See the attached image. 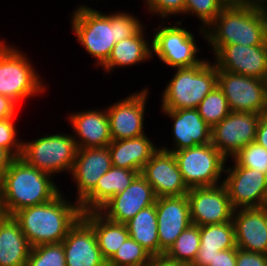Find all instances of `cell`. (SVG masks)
Instances as JSON below:
<instances>
[{
  "label": "cell",
  "mask_w": 267,
  "mask_h": 266,
  "mask_svg": "<svg viewBox=\"0 0 267 266\" xmlns=\"http://www.w3.org/2000/svg\"><path fill=\"white\" fill-rule=\"evenodd\" d=\"M82 4H77L73 10L69 29L85 52L96 59V68H100L108 60L117 42L136 35L146 26L137 15L128 11L116 10L107 14L88 4Z\"/></svg>",
  "instance_id": "cell-1"
},
{
  "label": "cell",
  "mask_w": 267,
  "mask_h": 266,
  "mask_svg": "<svg viewBox=\"0 0 267 266\" xmlns=\"http://www.w3.org/2000/svg\"><path fill=\"white\" fill-rule=\"evenodd\" d=\"M205 42L213 52L224 46L264 45L267 42V4L258 0L246 6L224 7L206 28Z\"/></svg>",
  "instance_id": "cell-2"
},
{
  "label": "cell",
  "mask_w": 267,
  "mask_h": 266,
  "mask_svg": "<svg viewBox=\"0 0 267 266\" xmlns=\"http://www.w3.org/2000/svg\"><path fill=\"white\" fill-rule=\"evenodd\" d=\"M67 197L61 192L49 202L20 209L12 215L31 247L61 243L82 217L80 204Z\"/></svg>",
  "instance_id": "cell-3"
},
{
  "label": "cell",
  "mask_w": 267,
  "mask_h": 266,
  "mask_svg": "<svg viewBox=\"0 0 267 266\" xmlns=\"http://www.w3.org/2000/svg\"><path fill=\"white\" fill-rule=\"evenodd\" d=\"M55 177L14 158L0 180V210L12 216L20 209L43 204L61 192Z\"/></svg>",
  "instance_id": "cell-4"
},
{
  "label": "cell",
  "mask_w": 267,
  "mask_h": 266,
  "mask_svg": "<svg viewBox=\"0 0 267 266\" xmlns=\"http://www.w3.org/2000/svg\"><path fill=\"white\" fill-rule=\"evenodd\" d=\"M43 79L24 51L5 39L0 40V95L19 105L28 98L48 93V83Z\"/></svg>",
  "instance_id": "cell-5"
},
{
  "label": "cell",
  "mask_w": 267,
  "mask_h": 266,
  "mask_svg": "<svg viewBox=\"0 0 267 266\" xmlns=\"http://www.w3.org/2000/svg\"><path fill=\"white\" fill-rule=\"evenodd\" d=\"M166 85L161 93L159 109L197 108L217 86V67L212 58H205L196 66L176 68Z\"/></svg>",
  "instance_id": "cell-6"
},
{
  "label": "cell",
  "mask_w": 267,
  "mask_h": 266,
  "mask_svg": "<svg viewBox=\"0 0 267 266\" xmlns=\"http://www.w3.org/2000/svg\"><path fill=\"white\" fill-rule=\"evenodd\" d=\"M186 18L174 23L171 20L158 22V27L151 29L152 60L156 56L164 65L176 69L196 66L205 59L198 56L202 49L197 45L194 32L182 26Z\"/></svg>",
  "instance_id": "cell-7"
},
{
  "label": "cell",
  "mask_w": 267,
  "mask_h": 266,
  "mask_svg": "<svg viewBox=\"0 0 267 266\" xmlns=\"http://www.w3.org/2000/svg\"><path fill=\"white\" fill-rule=\"evenodd\" d=\"M78 147L71 133H48L36 139L24 140L21 158L29 165L51 174L72 171Z\"/></svg>",
  "instance_id": "cell-8"
},
{
  "label": "cell",
  "mask_w": 267,
  "mask_h": 266,
  "mask_svg": "<svg viewBox=\"0 0 267 266\" xmlns=\"http://www.w3.org/2000/svg\"><path fill=\"white\" fill-rule=\"evenodd\" d=\"M173 154L189 189L223 183L227 159L211 143L174 151Z\"/></svg>",
  "instance_id": "cell-9"
},
{
  "label": "cell",
  "mask_w": 267,
  "mask_h": 266,
  "mask_svg": "<svg viewBox=\"0 0 267 266\" xmlns=\"http://www.w3.org/2000/svg\"><path fill=\"white\" fill-rule=\"evenodd\" d=\"M217 85L231 111L267 113V80L217 69Z\"/></svg>",
  "instance_id": "cell-10"
},
{
  "label": "cell",
  "mask_w": 267,
  "mask_h": 266,
  "mask_svg": "<svg viewBox=\"0 0 267 266\" xmlns=\"http://www.w3.org/2000/svg\"><path fill=\"white\" fill-rule=\"evenodd\" d=\"M149 86L128 94L106 107L112 140L140 137L145 133Z\"/></svg>",
  "instance_id": "cell-11"
},
{
  "label": "cell",
  "mask_w": 267,
  "mask_h": 266,
  "mask_svg": "<svg viewBox=\"0 0 267 266\" xmlns=\"http://www.w3.org/2000/svg\"><path fill=\"white\" fill-rule=\"evenodd\" d=\"M225 164L223 185L226 187L232 208H260L267 195V175L251 168Z\"/></svg>",
  "instance_id": "cell-12"
},
{
  "label": "cell",
  "mask_w": 267,
  "mask_h": 266,
  "mask_svg": "<svg viewBox=\"0 0 267 266\" xmlns=\"http://www.w3.org/2000/svg\"><path fill=\"white\" fill-rule=\"evenodd\" d=\"M262 114L231 111L211 128V144L227 159L256 139Z\"/></svg>",
  "instance_id": "cell-13"
},
{
  "label": "cell",
  "mask_w": 267,
  "mask_h": 266,
  "mask_svg": "<svg viewBox=\"0 0 267 266\" xmlns=\"http://www.w3.org/2000/svg\"><path fill=\"white\" fill-rule=\"evenodd\" d=\"M187 197L193 225L200 227L232 220L234 209L223 183L215 186L191 188Z\"/></svg>",
  "instance_id": "cell-14"
},
{
  "label": "cell",
  "mask_w": 267,
  "mask_h": 266,
  "mask_svg": "<svg viewBox=\"0 0 267 266\" xmlns=\"http://www.w3.org/2000/svg\"><path fill=\"white\" fill-rule=\"evenodd\" d=\"M161 113L167 116L172 123L171 142L169 148L163 144L160 149L174 152L186 148L205 145L211 143V127L199 115L197 108L187 109H160Z\"/></svg>",
  "instance_id": "cell-15"
},
{
  "label": "cell",
  "mask_w": 267,
  "mask_h": 266,
  "mask_svg": "<svg viewBox=\"0 0 267 266\" xmlns=\"http://www.w3.org/2000/svg\"><path fill=\"white\" fill-rule=\"evenodd\" d=\"M217 69L267 80V42L264 45H224L212 60Z\"/></svg>",
  "instance_id": "cell-16"
},
{
  "label": "cell",
  "mask_w": 267,
  "mask_h": 266,
  "mask_svg": "<svg viewBox=\"0 0 267 266\" xmlns=\"http://www.w3.org/2000/svg\"><path fill=\"white\" fill-rule=\"evenodd\" d=\"M112 167L109 148H81L77 150L71 171L76 188L75 201L81 203L96 187L98 180Z\"/></svg>",
  "instance_id": "cell-17"
},
{
  "label": "cell",
  "mask_w": 267,
  "mask_h": 266,
  "mask_svg": "<svg viewBox=\"0 0 267 266\" xmlns=\"http://www.w3.org/2000/svg\"><path fill=\"white\" fill-rule=\"evenodd\" d=\"M155 208L159 247L166 253L177 237L192 224L187 194L157 197Z\"/></svg>",
  "instance_id": "cell-18"
},
{
  "label": "cell",
  "mask_w": 267,
  "mask_h": 266,
  "mask_svg": "<svg viewBox=\"0 0 267 266\" xmlns=\"http://www.w3.org/2000/svg\"><path fill=\"white\" fill-rule=\"evenodd\" d=\"M141 175L152 186L156 197L181 196L190 190L184 182L175 155L160 148L145 164Z\"/></svg>",
  "instance_id": "cell-19"
},
{
  "label": "cell",
  "mask_w": 267,
  "mask_h": 266,
  "mask_svg": "<svg viewBox=\"0 0 267 266\" xmlns=\"http://www.w3.org/2000/svg\"><path fill=\"white\" fill-rule=\"evenodd\" d=\"M156 198L152 186L139 174L123 192L113 196L98 211L111 221L125 224L140 210L155 204Z\"/></svg>",
  "instance_id": "cell-20"
},
{
  "label": "cell",
  "mask_w": 267,
  "mask_h": 266,
  "mask_svg": "<svg viewBox=\"0 0 267 266\" xmlns=\"http://www.w3.org/2000/svg\"><path fill=\"white\" fill-rule=\"evenodd\" d=\"M66 118L78 149L107 147L112 141L106 108L69 112Z\"/></svg>",
  "instance_id": "cell-21"
},
{
  "label": "cell",
  "mask_w": 267,
  "mask_h": 266,
  "mask_svg": "<svg viewBox=\"0 0 267 266\" xmlns=\"http://www.w3.org/2000/svg\"><path fill=\"white\" fill-rule=\"evenodd\" d=\"M67 266H107L94 229L81 217L62 241Z\"/></svg>",
  "instance_id": "cell-22"
},
{
  "label": "cell",
  "mask_w": 267,
  "mask_h": 266,
  "mask_svg": "<svg viewBox=\"0 0 267 266\" xmlns=\"http://www.w3.org/2000/svg\"><path fill=\"white\" fill-rule=\"evenodd\" d=\"M232 221L237 248L267 254V210L265 208L235 209Z\"/></svg>",
  "instance_id": "cell-23"
},
{
  "label": "cell",
  "mask_w": 267,
  "mask_h": 266,
  "mask_svg": "<svg viewBox=\"0 0 267 266\" xmlns=\"http://www.w3.org/2000/svg\"><path fill=\"white\" fill-rule=\"evenodd\" d=\"M150 139L144 134L136 138L112 140L108 145L112 166L141 174L145 164L160 148Z\"/></svg>",
  "instance_id": "cell-24"
},
{
  "label": "cell",
  "mask_w": 267,
  "mask_h": 266,
  "mask_svg": "<svg viewBox=\"0 0 267 266\" xmlns=\"http://www.w3.org/2000/svg\"><path fill=\"white\" fill-rule=\"evenodd\" d=\"M146 28L144 26L136 35L114 45L108 60L100 67L105 75L112 73L116 68H130L152 60L151 39H148L150 37L147 36Z\"/></svg>",
  "instance_id": "cell-25"
},
{
  "label": "cell",
  "mask_w": 267,
  "mask_h": 266,
  "mask_svg": "<svg viewBox=\"0 0 267 266\" xmlns=\"http://www.w3.org/2000/svg\"><path fill=\"white\" fill-rule=\"evenodd\" d=\"M31 246L13 216H0V266H26Z\"/></svg>",
  "instance_id": "cell-26"
},
{
  "label": "cell",
  "mask_w": 267,
  "mask_h": 266,
  "mask_svg": "<svg viewBox=\"0 0 267 266\" xmlns=\"http://www.w3.org/2000/svg\"><path fill=\"white\" fill-rule=\"evenodd\" d=\"M139 174L138 171L112 166L80 203L82 212L98 211L113 196L123 192Z\"/></svg>",
  "instance_id": "cell-27"
},
{
  "label": "cell",
  "mask_w": 267,
  "mask_h": 266,
  "mask_svg": "<svg viewBox=\"0 0 267 266\" xmlns=\"http://www.w3.org/2000/svg\"><path fill=\"white\" fill-rule=\"evenodd\" d=\"M237 248L233 221L200 226V248L191 266H209L217 251Z\"/></svg>",
  "instance_id": "cell-28"
},
{
  "label": "cell",
  "mask_w": 267,
  "mask_h": 266,
  "mask_svg": "<svg viewBox=\"0 0 267 266\" xmlns=\"http://www.w3.org/2000/svg\"><path fill=\"white\" fill-rule=\"evenodd\" d=\"M82 218L94 229L99 249L106 261L130 237L126 224L111 221L99 211L82 213Z\"/></svg>",
  "instance_id": "cell-29"
},
{
  "label": "cell",
  "mask_w": 267,
  "mask_h": 266,
  "mask_svg": "<svg viewBox=\"0 0 267 266\" xmlns=\"http://www.w3.org/2000/svg\"><path fill=\"white\" fill-rule=\"evenodd\" d=\"M125 224L130 238L139 243L152 256L165 254L159 247L155 204L140 210Z\"/></svg>",
  "instance_id": "cell-30"
},
{
  "label": "cell",
  "mask_w": 267,
  "mask_h": 266,
  "mask_svg": "<svg viewBox=\"0 0 267 266\" xmlns=\"http://www.w3.org/2000/svg\"><path fill=\"white\" fill-rule=\"evenodd\" d=\"M200 248V227L191 224L164 254L168 259L191 266Z\"/></svg>",
  "instance_id": "cell-31"
},
{
  "label": "cell",
  "mask_w": 267,
  "mask_h": 266,
  "mask_svg": "<svg viewBox=\"0 0 267 266\" xmlns=\"http://www.w3.org/2000/svg\"><path fill=\"white\" fill-rule=\"evenodd\" d=\"M197 110L211 128L231 112L227 99L218 85L200 102Z\"/></svg>",
  "instance_id": "cell-32"
},
{
  "label": "cell",
  "mask_w": 267,
  "mask_h": 266,
  "mask_svg": "<svg viewBox=\"0 0 267 266\" xmlns=\"http://www.w3.org/2000/svg\"><path fill=\"white\" fill-rule=\"evenodd\" d=\"M223 8L224 5L219 0H185L184 17L186 15L197 17V20L201 22L197 30H199V35L203 36L201 38L206 40V28L215 20Z\"/></svg>",
  "instance_id": "cell-33"
},
{
  "label": "cell",
  "mask_w": 267,
  "mask_h": 266,
  "mask_svg": "<svg viewBox=\"0 0 267 266\" xmlns=\"http://www.w3.org/2000/svg\"><path fill=\"white\" fill-rule=\"evenodd\" d=\"M152 257L139 243L129 237L107 261V266H146Z\"/></svg>",
  "instance_id": "cell-34"
},
{
  "label": "cell",
  "mask_w": 267,
  "mask_h": 266,
  "mask_svg": "<svg viewBox=\"0 0 267 266\" xmlns=\"http://www.w3.org/2000/svg\"><path fill=\"white\" fill-rule=\"evenodd\" d=\"M26 266H67L62 242L31 247Z\"/></svg>",
  "instance_id": "cell-35"
},
{
  "label": "cell",
  "mask_w": 267,
  "mask_h": 266,
  "mask_svg": "<svg viewBox=\"0 0 267 266\" xmlns=\"http://www.w3.org/2000/svg\"><path fill=\"white\" fill-rule=\"evenodd\" d=\"M231 159L238 166L251 168L267 175V149L255 141L243 147Z\"/></svg>",
  "instance_id": "cell-36"
},
{
  "label": "cell",
  "mask_w": 267,
  "mask_h": 266,
  "mask_svg": "<svg viewBox=\"0 0 267 266\" xmlns=\"http://www.w3.org/2000/svg\"><path fill=\"white\" fill-rule=\"evenodd\" d=\"M16 116L0 120V147L7 150L14 158L22 153L23 139L16 127ZM20 137V138H18Z\"/></svg>",
  "instance_id": "cell-37"
},
{
  "label": "cell",
  "mask_w": 267,
  "mask_h": 266,
  "mask_svg": "<svg viewBox=\"0 0 267 266\" xmlns=\"http://www.w3.org/2000/svg\"><path fill=\"white\" fill-rule=\"evenodd\" d=\"M148 15L157 16L161 21L170 19L171 16H184L185 0H142Z\"/></svg>",
  "instance_id": "cell-38"
},
{
  "label": "cell",
  "mask_w": 267,
  "mask_h": 266,
  "mask_svg": "<svg viewBox=\"0 0 267 266\" xmlns=\"http://www.w3.org/2000/svg\"><path fill=\"white\" fill-rule=\"evenodd\" d=\"M236 266H267V254L236 248Z\"/></svg>",
  "instance_id": "cell-39"
},
{
  "label": "cell",
  "mask_w": 267,
  "mask_h": 266,
  "mask_svg": "<svg viewBox=\"0 0 267 266\" xmlns=\"http://www.w3.org/2000/svg\"><path fill=\"white\" fill-rule=\"evenodd\" d=\"M209 266H236V248L217 251Z\"/></svg>",
  "instance_id": "cell-40"
},
{
  "label": "cell",
  "mask_w": 267,
  "mask_h": 266,
  "mask_svg": "<svg viewBox=\"0 0 267 266\" xmlns=\"http://www.w3.org/2000/svg\"><path fill=\"white\" fill-rule=\"evenodd\" d=\"M11 98L0 95V120L17 116L18 107Z\"/></svg>",
  "instance_id": "cell-41"
},
{
  "label": "cell",
  "mask_w": 267,
  "mask_h": 266,
  "mask_svg": "<svg viewBox=\"0 0 267 266\" xmlns=\"http://www.w3.org/2000/svg\"><path fill=\"white\" fill-rule=\"evenodd\" d=\"M255 142L267 149V113L262 114L260 118Z\"/></svg>",
  "instance_id": "cell-42"
},
{
  "label": "cell",
  "mask_w": 267,
  "mask_h": 266,
  "mask_svg": "<svg viewBox=\"0 0 267 266\" xmlns=\"http://www.w3.org/2000/svg\"><path fill=\"white\" fill-rule=\"evenodd\" d=\"M146 266H189L184 263H179L168 259L165 255L153 256Z\"/></svg>",
  "instance_id": "cell-43"
},
{
  "label": "cell",
  "mask_w": 267,
  "mask_h": 266,
  "mask_svg": "<svg viewBox=\"0 0 267 266\" xmlns=\"http://www.w3.org/2000/svg\"><path fill=\"white\" fill-rule=\"evenodd\" d=\"M14 157L4 148L0 147V180Z\"/></svg>",
  "instance_id": "cell-44"
},
{
  "label": "cell",
  "mask_w": 267,
  "mask_h": 266,
  "mask_svg": "<svg viewBox=\"0 0 267 266\" xmlns=\"http://www.w3.org/2000/svg\"><path fill=\"white\" fill-rule=\"evenodd\" d=\"M219 1L224 5V7H230V6H246L257 2L258 0H219Z\"/></svg>",
  "instance_id": "cell-45"
},
{
  "label": "cell",
  "mask_w": 267,
  "mask_h": 266,
  "mask_svg": "<svg viewBox=\"0 0 267 266\" xmlns=\"http://www.w3.org/2000/svg\"><path fill=\"white\" fill-rule=\"evenodd\" d=\"M262 207L267 210V195H266V198H265V201H264V204H263Z\"/></svg>",
  "instance_id": "cell-46"
},
{
  "label": "cell",
  "mask_w": 267,
  "mask_h": 266,
  "mask_svg": "<svg viewBox=\"0 0 267 266\" xmlns=\"http://www.w3.org/2000/svg\"><path fill=\"white\" fill-rule=\"evenodd\" d=\"M260 1H262V2L265 3V4H267V0H260Z\"/></svg>",
  "instance_id": "cell-47"
},
{
  "label": "cell",
  "mask_w": 267,
  "mask_h": 266,
  "mask_svg": "<svg viewBox=\"0 0 267 266\" xmlns=\"http://www.w3.org/2000/svg\"><path fill=\"white\" fill-rule=\"evenodd\" d=\"M90 1H92V2H93V1H98V2L100 1V2H101V1H103V0H90Z\"/></svg>",
  "instance_id": "cell-48"
}]
</instances>
